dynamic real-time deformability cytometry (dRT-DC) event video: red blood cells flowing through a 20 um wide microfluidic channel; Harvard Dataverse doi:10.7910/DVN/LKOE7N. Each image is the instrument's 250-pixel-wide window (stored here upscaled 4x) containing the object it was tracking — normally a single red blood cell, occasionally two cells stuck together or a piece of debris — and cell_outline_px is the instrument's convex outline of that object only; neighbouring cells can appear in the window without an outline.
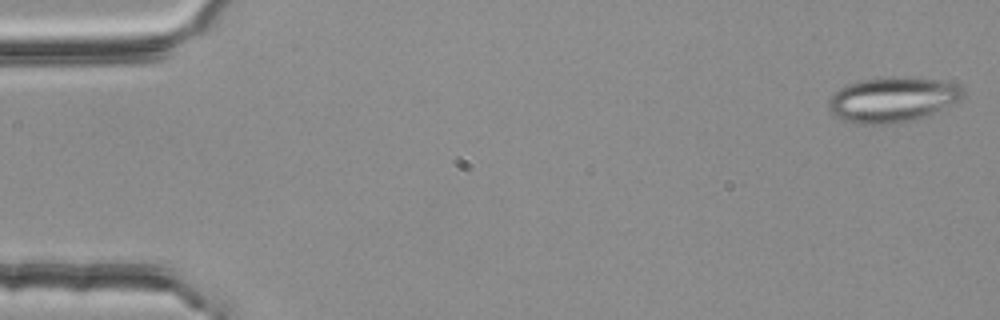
{"species": "common noctule bat (a hibernating species)", "species_latin": "Nyctalus noctula", "temperature_condition": "room temperature", "stored_images_in_passage": 3, "camera_frame_rate_fps": 3000, "um_per_image_px": 0.085, "animal": {"sex": "female", "body_mass_g": 25.1}, "frame": {"image": 1, "passage_image": 1, "time_ms": 0.0, "image_size_px": [1000, 320], "cell_outline_px": [[964, 96], [960, 100], [924, 116], [892, 124], [856, 124], [832, 116], [828, 108], [828, 100], [840, 88], [848, 84], [860, 80], [888, 76], [908, 76], [944, 80], [956, 84], [964, 92]], "centroid_in_image_um": [75.83, 8.44], "position_along_channel_um": 9.2, "area_um2": 35.49}}